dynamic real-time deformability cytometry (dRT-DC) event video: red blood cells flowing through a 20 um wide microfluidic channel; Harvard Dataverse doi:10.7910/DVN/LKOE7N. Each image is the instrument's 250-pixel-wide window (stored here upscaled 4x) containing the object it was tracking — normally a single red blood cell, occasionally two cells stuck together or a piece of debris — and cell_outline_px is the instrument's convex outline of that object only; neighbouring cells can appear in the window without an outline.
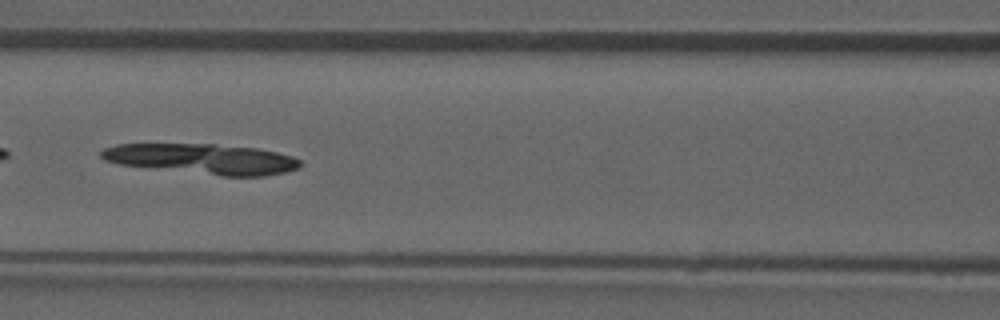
{"species": "common noctule bat (a hibernating species)", "species_latin": "Nyctalus noctula", "temperature_condition": "room temperature", "stored_images_in_passage": 52, "camera_frame_rate_fps": 3000, "um_per_image_px": 0.085, "animal": {"sex": "male", "forearm_length_mm": 52.5}, "frame": {"image": 1, "passage_image": 23, "time_ms": 7.333, "image_size_px": [1000, 320], "cell_outline_px": [[300, 168], [284, 172], [264, 176], [220, 176], [120, 164], [104, 160], [100, 156], [100, 152], [104, 148], [116, 144], [216, 144], [256, 148], [276, 152], [292, 156], [300, 160]], "centroid_in_image_um": [17.2, 13.51], "position_along_channel_um": 149.4, "area_um2": 35.03}}
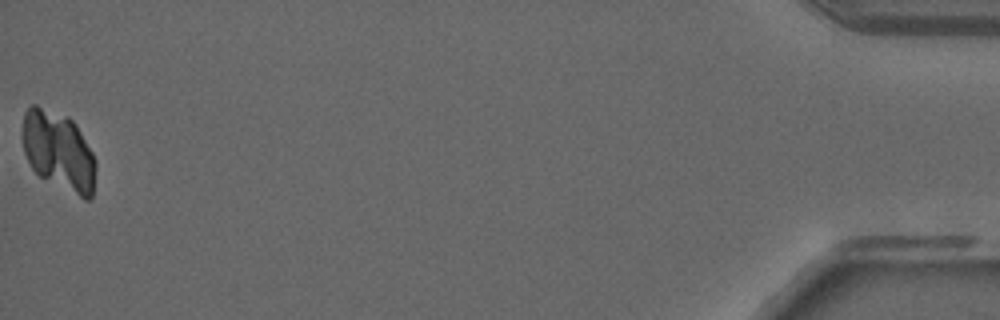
{"frame": {"image": 2, "passage_image": 52, "time_ms": 17.0, "image_size_px": [1000, 320], "cell_outline_px": [[96, 168], [92, 196], [88, 200], [84, 200], [40, 176], [32, 168], [24, 152], [20, 136], [24, 112], [32, 104], [36, 104], [68, 116], [76, 124], [92, 152], [96, 160]], "centroid_in_image_um": [4.96, 12.81], "position_along_channel_um": 430.2, "area_um2": 34.22}}